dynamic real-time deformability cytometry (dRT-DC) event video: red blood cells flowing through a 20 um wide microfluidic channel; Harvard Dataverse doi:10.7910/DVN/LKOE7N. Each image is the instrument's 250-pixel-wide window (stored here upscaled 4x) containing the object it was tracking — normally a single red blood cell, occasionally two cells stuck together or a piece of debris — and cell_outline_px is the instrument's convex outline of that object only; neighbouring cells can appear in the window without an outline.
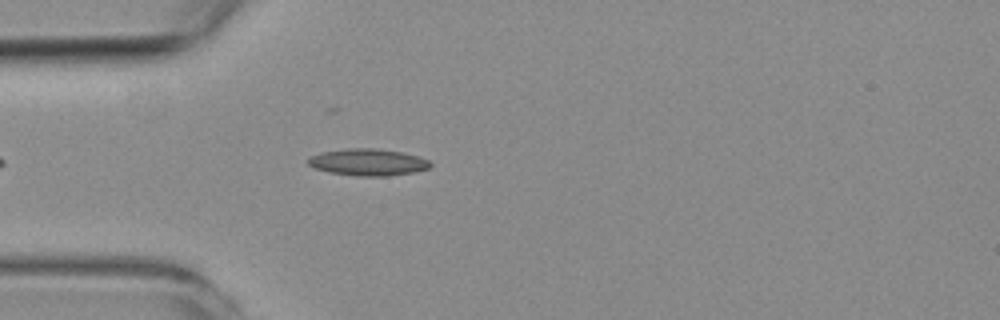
{"species": "common noctule bat (a hibernating species)", "species_latin": "Nyctalus noctula", "temperature_condition": "room temperature", "stored_images_in_passage": 40, "camera_frame_rate_fps": 3000, "um_per_image_px": 0.085, "animal": {"sex": "female", "body_mass_g": 19.3, "forearm_length_mm": 54.1}, "frame": {"image": 1, "passage_image": 3, "time_ms": 0.667, "image_size_px": [1000, 320], "cell_outline_px": [[432, 164], [428, 168], [412, 172], [388, 176], [360, 176], [328, 172], [316, 168], [308, 164], [308, 156], [320, 152], [348, 148], [376, 148], [404, 152], [420, 156], [428, 160]], "centroid_in_image_um": [31.27, 13.77], "position_along_channel_um": 53.7, "area_um2": 19.19}}
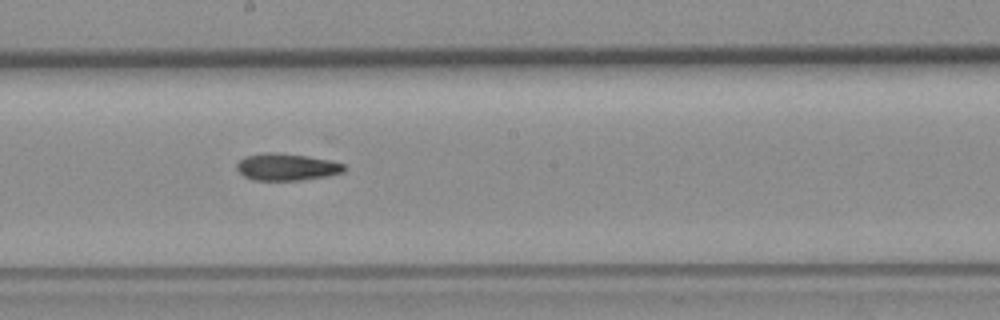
{"frame": {"image": 2, "passage_image": 17, "time_ms": 5.333, "image_size_px": [1000, 320], "cell_outline_px": [[348, 168], [344, 172], [328, 176], [300, 180], [252, 180], [244, 176], [236, 168], [236, 164], [240, 160], [248, 156], [264, 152], [272, 152], [308, 156], [328, 160], [344, 164]], "centroid_in_image_um": [24.39, 14.2], "position_along_channel_um": 223.8, "area_um2": 16.88}}
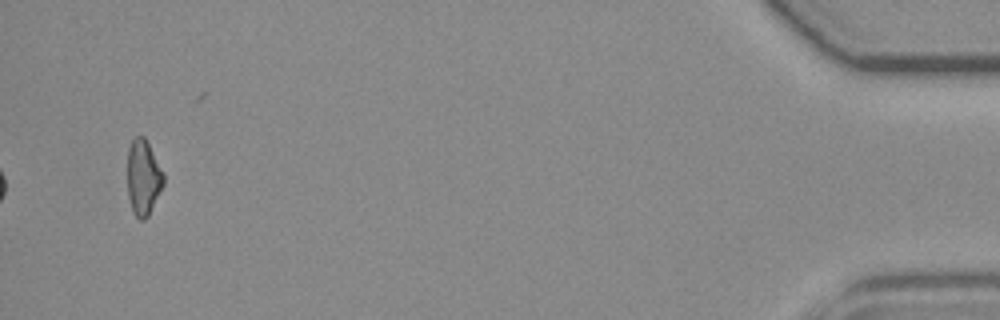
{"frame": {"image": 3, "passage_image": 40, "time_ms": 13.0, "image_size_px": [1000, 320], "cell_outline_px": [[164, 184], [148, 216], [144, 220], [140, 220], [132, 212], [128, 196], [128, 148], [132, 140], [136, 136], [144, 136], [164, 172]], "centroid_in_image_um": [12.18, 15.09], "position_along_channel_um": 423.0, "area_um2": 15.9}}